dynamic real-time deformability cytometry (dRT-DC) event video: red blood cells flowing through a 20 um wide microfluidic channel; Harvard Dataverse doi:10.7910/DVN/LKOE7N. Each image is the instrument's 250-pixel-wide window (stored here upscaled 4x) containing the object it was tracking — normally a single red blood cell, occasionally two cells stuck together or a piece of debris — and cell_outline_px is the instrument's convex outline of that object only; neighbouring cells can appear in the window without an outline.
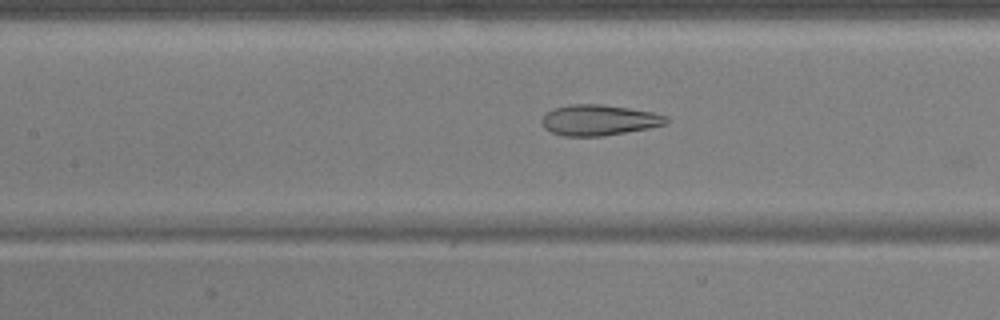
{"species": "common noctule bat (a hibernating species)", "species_latin": "Nyctalus noctula", "temperature_condition": "warm", "stored_images_in_passage": 38, "camera_frame_rate_fps": 3000, "um_per_image_px": 0.085, "animal": {"sex": "male", "body_mass_g": 17.9, "forearm_length_mm": 54.2}, "frame": {"image": 1, "passage_image": 9, "time_ms": 2.667, "image_size_px": [1000, 320], "cell_outline_px": [[668, 124], [648, 128], [604, 136], [564, 136], [552, 132], [544, 128], [540, 120], [552, 108], [572, 104], [600, 104], [628, 108], [652, 112], [664, 116], [668, 120]], "centroid_in_image_um": [50.88, 10.21], "position_along_channel_um": 156.5, "area_um2": 22.14}}
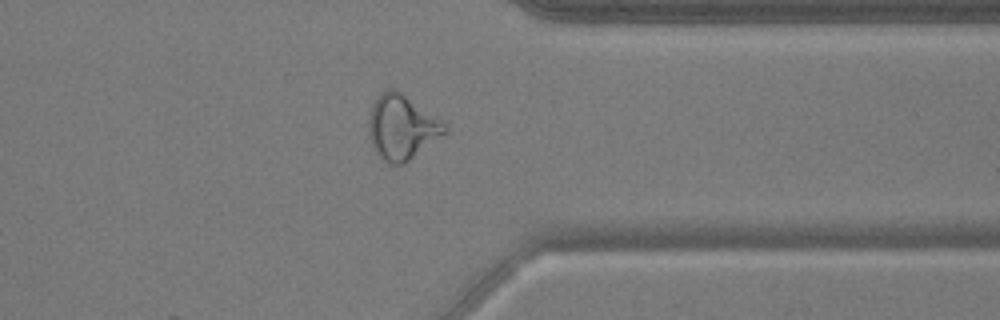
{"frame": {"image": 2, "passage_image": 27, "time_ms": 8.667, "image_size_px": [1000, 320], "cell_outline_px": [[448, 132], [404, 164], [388, 164], [372, 148], [368, 136], [368, 120], [372, 104], [376, 96], [380, 92], [388, 88], [396, 88], [440, 120], [448, 128]], "centroid_in_image_um": [34.11, 10.81], "position_along_channel_um": 377.3, "area_um2": 28.78}}
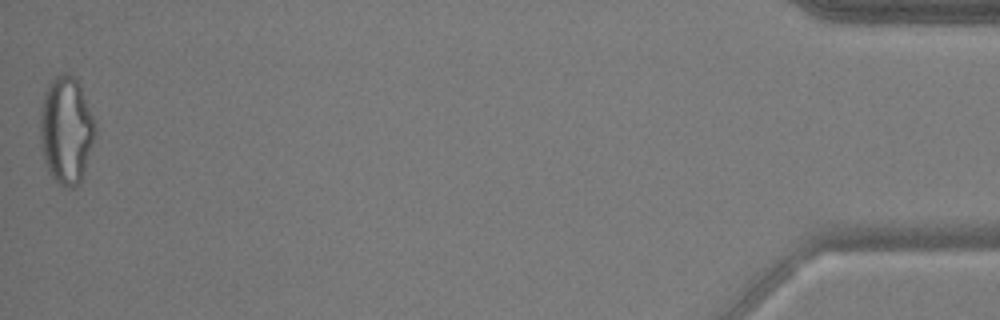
{"frame": {"image": 3, "passage_image": 38, "time_ms": 12.333, "image_size_px": [1000, 320], "cell_outline_px": [[96, 136], [80, 180], [72, 188], [64, 188], [48, 172], [44, 160], [40, 140], [40, 108], [44, 92], [48, 84], [60, 72], [72, 76], [80, 84], [96, 124]], "centroid_in_image_um": [5.62, 11.04], "position_along_channel_um": 429.6, "area_um2": 34.45}}